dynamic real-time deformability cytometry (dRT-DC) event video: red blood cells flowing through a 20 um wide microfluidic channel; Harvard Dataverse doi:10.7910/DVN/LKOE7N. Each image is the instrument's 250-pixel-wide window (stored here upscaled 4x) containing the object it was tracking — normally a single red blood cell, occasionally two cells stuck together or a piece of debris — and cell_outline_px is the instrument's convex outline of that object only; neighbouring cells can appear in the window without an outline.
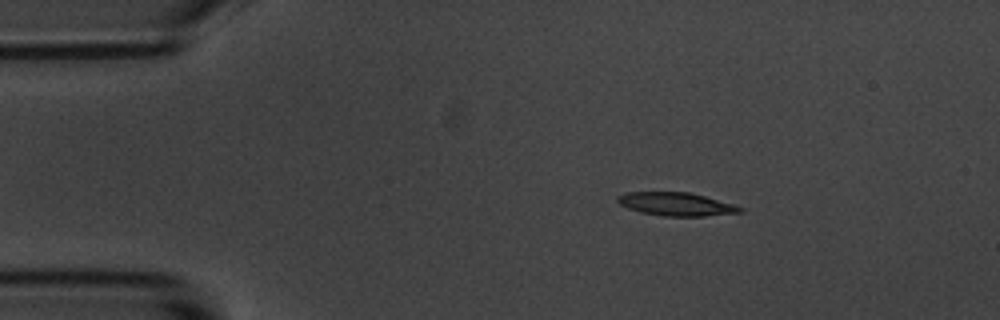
{"species": "common noctule bat (a hibernating species)", "species_latin": "Nyctalus noctula", "temperature_condition": "room temperature", "stored_images_in_passage": 3, "camera_frame_rate_fps": 3000, "um_per_image_px": 0.085, "animal": {"sex": "male", "body_mass_g": 20.1, "forearm_length_mm": 53.5}, "frame": {"image": 1, "passage_image": 1, "time_ms": 0.0, "image_size_px": [1000, 320], "cell_outline_px": [[744, 212], [704, 216], [664, 216], [640, 212], [628, 208], [620, 204], [616, 200], [616, 196], [628, 192], [688, 192], [704, 196], [732, 204], [744, 208]], "centroid_in_image_um": [57.46, 17.35], "position_along_channel_um": 27.5, "area_um2": 16.53}}